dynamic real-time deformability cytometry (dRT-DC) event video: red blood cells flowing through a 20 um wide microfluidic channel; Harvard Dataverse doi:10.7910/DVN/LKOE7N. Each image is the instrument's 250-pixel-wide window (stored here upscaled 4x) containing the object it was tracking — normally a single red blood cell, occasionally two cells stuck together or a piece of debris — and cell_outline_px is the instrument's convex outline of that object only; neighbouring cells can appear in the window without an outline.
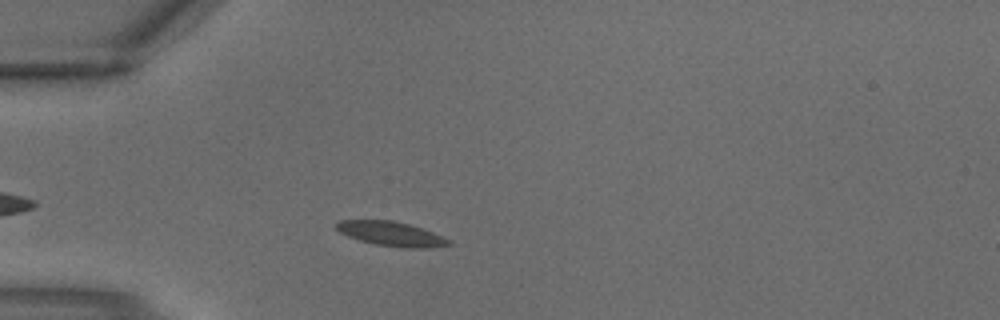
{"species": "common noctule bat (a hibernating species)", "species_latin": "Nyctalus noctula", "temperature_condition": "warm", "stored_images_in_passage": 2, "camera_frame_rate_fps": 3000, "um_per_image_px": 0.085, "animal": {"sex": "male", "body_mass_g": 18.8}, "frame": {"image": 1, "passage_image": 2, "time_ms": 0.333, "image_size_px": [1000, 320], "cell_outline_px": [[456, 244], [432, 248], [404, 248], [376, 244], [360, 240], [348, 236], [340, 232], [336, 228], [336, 224], [340, 220], [392, 220], [408, 224], [432, 232], [452, 240]], "centroid_in_image_um": [33.32, 19.89], "position_along_channel_um": 51.7, "area_um2": 16.01}}